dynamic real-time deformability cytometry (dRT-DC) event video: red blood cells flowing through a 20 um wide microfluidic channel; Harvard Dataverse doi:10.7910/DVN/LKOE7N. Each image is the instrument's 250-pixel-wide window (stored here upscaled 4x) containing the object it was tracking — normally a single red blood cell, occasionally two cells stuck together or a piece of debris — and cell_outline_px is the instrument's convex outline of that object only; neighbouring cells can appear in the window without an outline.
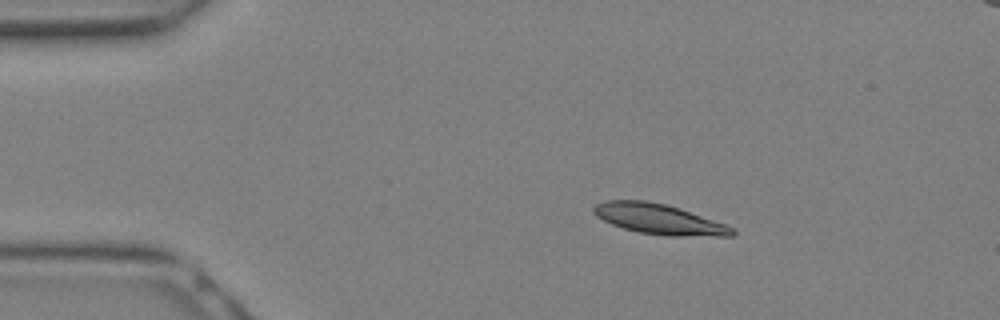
{"species": "Egyptian fruit bat (a non-hibernating species)", "species_latin": "Rousettus aegyptiacus", "temperature_condition": "warm", "stored_images_in_passage": 6, "camera_frame_rate_fps": 3000, "um_per_image_px": 0.085, "animal": {"sex": "female"}, "frame": {"image": 1, "passage_image": 4, "time_ms": 1.0, "image_size_px": [1000, 320], "cell_outline_px": [[736, 232], [732, 236], [668, 236], [640, 232], [624, 228], [612, 224], [596, 216], [592, 212], [592, 208], [596, 204], [604, 200], [644, 200], [664, 204], [736, 228]], "centroid_in_image_um": [55.98, 18.63], "position_along_channel_um": 29.0, "area_um2": 24.04}}